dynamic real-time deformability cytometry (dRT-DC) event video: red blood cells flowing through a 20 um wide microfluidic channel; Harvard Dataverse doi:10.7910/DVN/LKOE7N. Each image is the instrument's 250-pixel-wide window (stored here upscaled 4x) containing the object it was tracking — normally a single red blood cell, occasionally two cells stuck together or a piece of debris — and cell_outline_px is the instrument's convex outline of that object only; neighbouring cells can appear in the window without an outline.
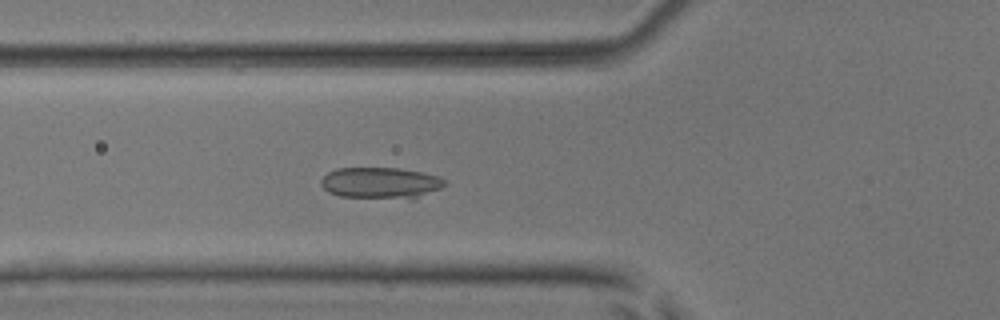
{"species": "common noctule bat (a hibernating species)", "species_latin": "Nyctalus noctula", "temperature_condition": "room temperature", "stored_images_in_passage": 53, "segment_of_instrument_passage": [1, 2], "camera_frame_rate_fps": 3000, "um_per_image_px": 0.085, "animal": {"sex": "male", "body_mass_g": 17.9, "forearm_length_mm": 54.2}, "frame": {"image": 1, "passage_image": 18, "time_ms": 5.667, "image_size_px": [1000, 320], "cell_outline_px": [[448, 184], [440, 188], [416, 196], [340, 196], [328, 192], [320, 184], [320, 180], [328, 172], [336, 168], [400, 168], [424, 172], [440, 176]], "centroid_in_image_um": [32.31, 15.48], "position_along_channel_um": 93.5, "area_um2": 21.68}}
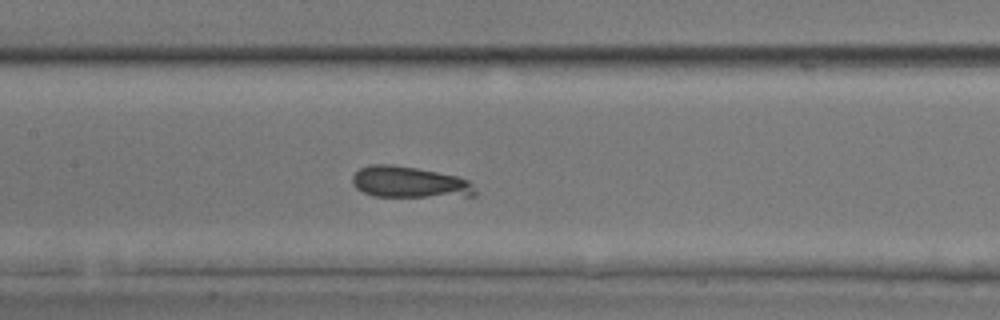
{"frame": {"image": 2, "passage_image": 24, "time_ms": 7.667, "image_size_px": [1000, 320], "cell_outline_px": [[476, 196], [372, 196], [356, 188], [352, 184], [352, 176], [360, 168], [372, 164], [392, 164], [416, 168], [456, 176], [468, 180], [476, 192]], "centroid_in_image_um": [34.76, 15.48], "position_along_channel_um": 172.6, "area_um2": 22.14}}
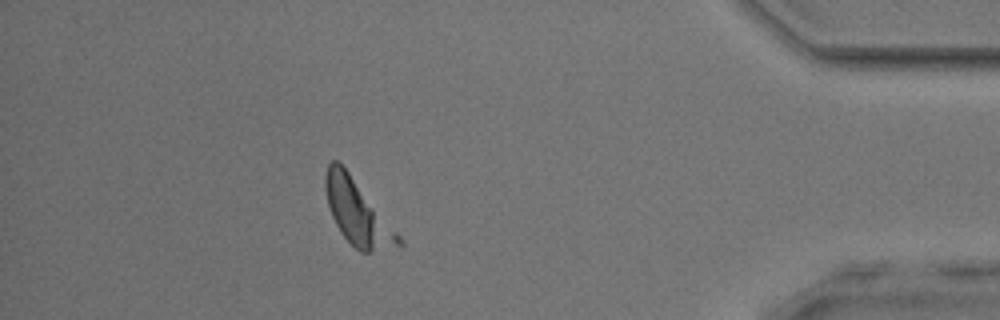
{"frame": {"image": 3, "passage_image": 45, "time_ms": 14.667, "image_size_px": [1000, 320], "cell_outline_px": [[404, 244], [368, 252], [360, 252], [340, 232], [332, 216], [328, 204], [324, 188], [324, 172], [328, 164], [332, 160], [336, 160], [348, 172], [404, 240]], "centroid_in_image_um": [30.35, 18.06], "position_along_channel_um": 404.8, "area_um2": 26.82}}